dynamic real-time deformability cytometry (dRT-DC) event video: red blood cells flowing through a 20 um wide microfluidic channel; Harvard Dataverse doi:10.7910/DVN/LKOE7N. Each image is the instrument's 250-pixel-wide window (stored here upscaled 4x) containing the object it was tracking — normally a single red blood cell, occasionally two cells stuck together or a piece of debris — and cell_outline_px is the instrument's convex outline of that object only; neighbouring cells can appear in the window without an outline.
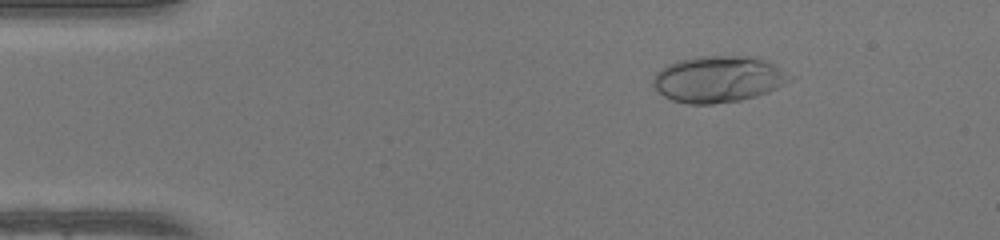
{"species": "human", "species_latin": "Homo sapiens", "temperature_condition": "warm", "stored_images_in_passage": 50, "camera_frame_rate_fps": 3000, "um_per_image_px": 0.085, "donor": {"sex": "female"}, "frame": {"image": 1, "passage_image": 8, "time_ms": 2.333, "image_size_px": [1000, 240], "cell_outline_px": [[792, 80], [768, 92], [756, 96], [740, 100], [712, 104], [688, 104], [672, 100], [656, 92], [652, 84], [652, 76], [660, 68], [668, 64], [680, 60], [696, 56], [756, 56], [780, 68], [792, 76]], "centroid_in_image_um": [61.01, 6.73], "position_along_channel_um": 24.0, "area_um2": 37.17}}
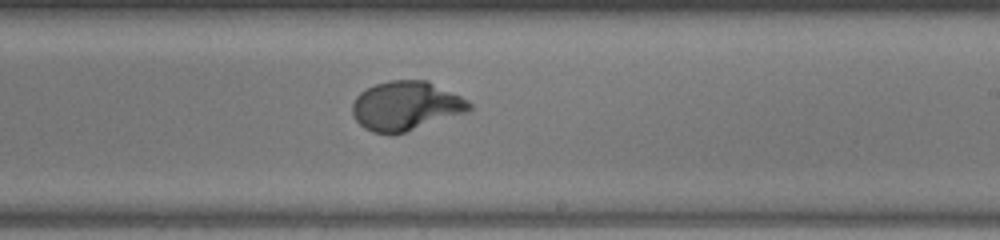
{"frame": {"image": 2, "passage_image": 30, "time_ms": 9.667, "image_size_px": [1000, 240], "cell_outline_px": [[472, 108], [468, 112], [392, 136], [388, 136], [372, 132], [364, 128], [352, 116], [352, 104], [356, 96], [360, 92], [376, 84], [388, 80], [428, 80], [460, 96], [472, 104]], "centroid_in_image_um": [34.48, 9.02], "position_along_channel_um": 254.5, "area_um2": 33.76}}
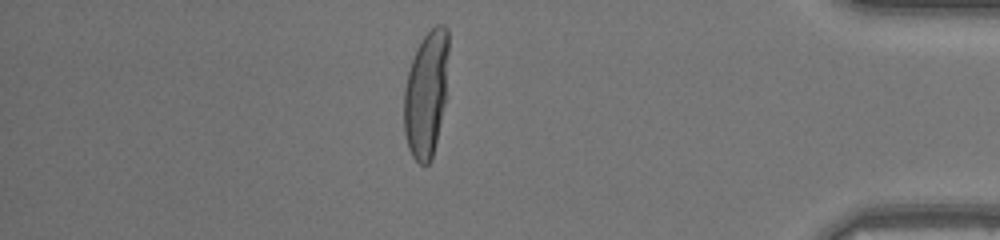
{"frame": {"image": 3, "passage_image": 43, "time_ms": 14.0, "image_size_px": [1000, 240], "cell_outline_px": [[448, 52], [444, 100], [436, 140], [432, 156], [428, 164], [424, 168], [412, 156], [408, 148], [404, 132], [404, 88], [408, 72], [416, 48], [424, 36], [436, 24], [444, 24], [448, 28]], "centroid_in_image_um": [36.2, 7.96], "position_along_channel_um": 399.0, "area_um2": 32.37}, "authors_computed_cell_mechanics": {"area_um2": 33.4662, "velocity_mm_per_s": 4.2323, "shape_relaxation_time_tau1_ms": 3.9118, "shape_relaxation_time_tau2_ms": null, "deformation_change_tau1": 0.2643, "deformation_change_tau2": null}}